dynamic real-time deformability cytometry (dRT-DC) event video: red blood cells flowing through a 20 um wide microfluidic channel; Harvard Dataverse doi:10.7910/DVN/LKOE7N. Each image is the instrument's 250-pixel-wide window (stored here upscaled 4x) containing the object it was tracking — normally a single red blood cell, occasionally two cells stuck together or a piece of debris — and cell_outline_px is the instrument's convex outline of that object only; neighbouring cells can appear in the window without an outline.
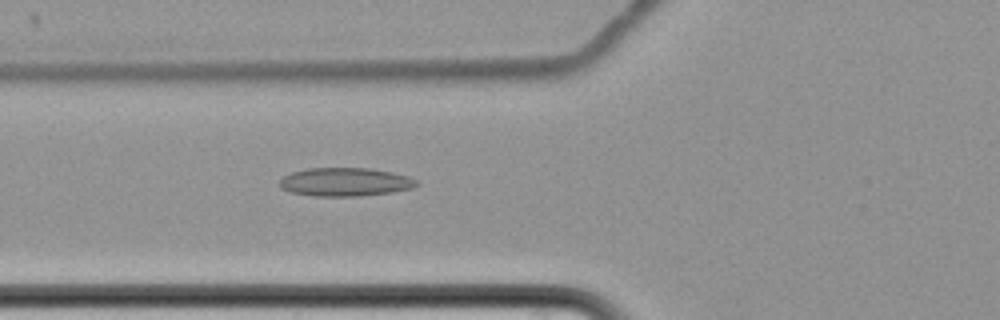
{"species": "common noctule bat (a hibernating species)", "species_latin": "Nyctalus noctula", "temperature_condition": "cold", "stored_images_in_passage": 6, "camera_frame_rate_fps": 3000, "um_per_image_px": 0.085, "animal": {"sex": "female", "body_mass_g": 22.7, "forearm_length_mm": 54.2}, "frame": {"image": 1, "passage_image": 6, "time_ms": 7.333, "image_size_px": [1000, 320], "cell_outline_px": [[420, 184], [412, 188], [392, 192], [360, 196], [316, 196], [288, 192], [280, 188], [280, 180], [284, 176], [292, 172], [308, 168], [368, 168], [392, 172], [408, 176], [416, 180]], "centroid_in_image_um": [29.33, 15.47], "position_along_channel_um": 96.5, "area_um2": 22.77}}